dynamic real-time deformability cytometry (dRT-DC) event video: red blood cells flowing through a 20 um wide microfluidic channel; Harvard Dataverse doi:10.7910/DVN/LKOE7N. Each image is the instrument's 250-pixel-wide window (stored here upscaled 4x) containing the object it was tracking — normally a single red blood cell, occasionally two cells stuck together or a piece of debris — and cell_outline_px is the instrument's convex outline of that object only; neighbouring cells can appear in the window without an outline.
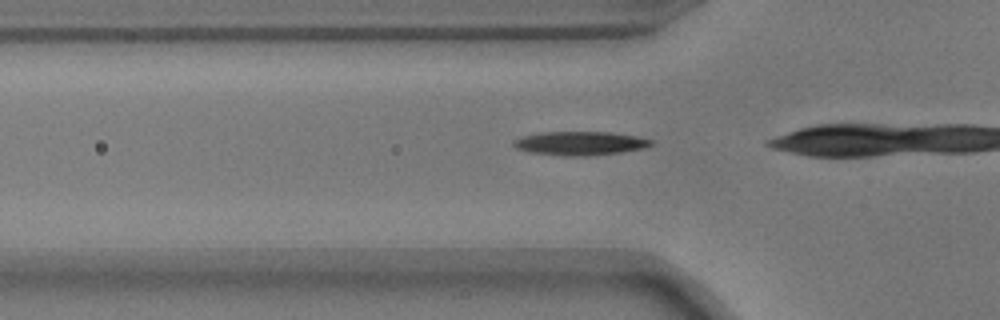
{"species": "common noctule bat (a hibernating species)", "species_latin": "Nyctalus noctula", "temperature_condition": "warm", "stored_images_in_passage": 8, "camera_frame_rate_fps": 3000, "um_per_image_px": 0.085, "animal": {"sex": "male", "body_mass_g": 17.9}, "frame": {"image": 1, "passage_image": 2, "time_ms": 0.333, "image_size_px": [1000, 320], "cell_outline_px": [[652, 144], [644, 148], [620, 152], [584, 156], [560, 156], [528, 152], [516, 148], [512, 144], [512, 140], [524, 136], [540, 132], [612, 132], [636, 136], [652, 140]], "centroid_in_image_um": [49.26, 12.18], "position_along_channel_um": 76.5, "area_um2": 19.07}}
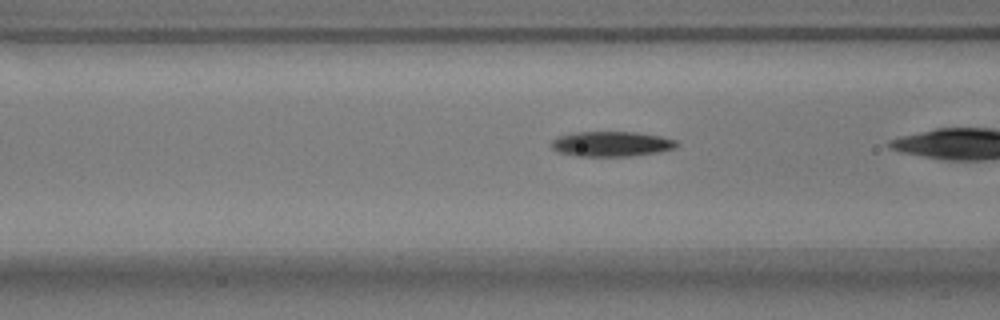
{"frame": {"image": 2, "passage_image": 5, "time_ms": 1.333, "image_size_px": [1000, 320], "cell_outline_px": [[680, 144], [676, 148], [660, 152], [628, 156], [576, 156], [556, 152], [552, 148], [552, 140], [560, 136], [576, 132], [636, 132], [660, 136], [676, 140]], "centroid_in_image_um": [52.0, 12.24], "position_along_channel_um": 114.6, "area_um2": 18.38}}